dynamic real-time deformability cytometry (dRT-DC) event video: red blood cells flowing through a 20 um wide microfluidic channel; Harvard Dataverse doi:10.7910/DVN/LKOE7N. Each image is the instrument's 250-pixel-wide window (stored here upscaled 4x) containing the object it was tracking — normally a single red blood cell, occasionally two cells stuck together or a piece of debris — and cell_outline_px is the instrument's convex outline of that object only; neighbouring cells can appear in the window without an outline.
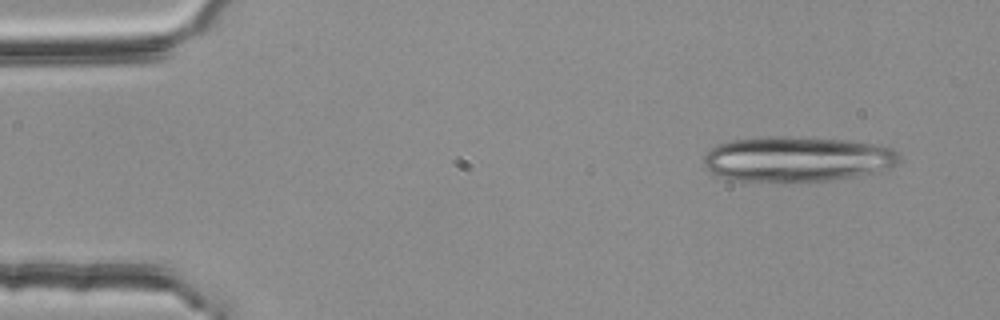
{"species": "common noctule bat (a hibernating species)", "species_latin": "Nyctalus noctula", "temperature_condition": "room temperature", "stored_images_in_passage": 4, "camera_frame_rate_fps": 3000, "um_per_image_px": 0.085, "animal": {"sex": "female", "body_mass_g": 25.1}, "frame": {"image": 1, "passage_image": 1, "time_ms": 0.0, "image_size_px": [1000, 320], "cell_outline_px": [[900, 160], [896, 164], [888, 168], [872, 172], [852, 176], [828, 180], [784, 184], [732, 180], [720, 176], [712, 172], [704, 164], [704, 156], [712, 148], [720, 144], [732, 140], [768, 136], [840, 140], [872, 144], [892, 148], [900, 152]], "centroid_in_image_um": [67.71, 13.56], "position_along_channel_um": 17.3, "area_um2": 51.56}}